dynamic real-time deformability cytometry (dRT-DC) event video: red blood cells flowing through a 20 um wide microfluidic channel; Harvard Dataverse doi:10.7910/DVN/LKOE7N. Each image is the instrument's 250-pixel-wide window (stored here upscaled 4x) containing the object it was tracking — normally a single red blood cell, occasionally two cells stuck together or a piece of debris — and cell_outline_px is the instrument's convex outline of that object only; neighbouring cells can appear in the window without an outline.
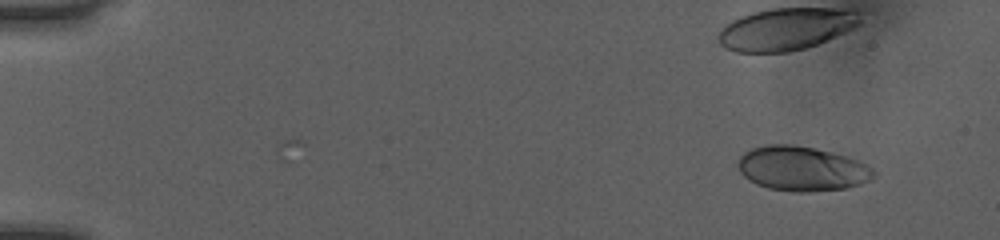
{"species": "human", "species_latin": "Homo sapiens", "temperature_condition": "room temperature", "stored_images_in_passage": 40, "camera_frame_rate_fps": 3000, "um_per_image_px": 0.085, "donor": {"sex": "female"}, "frame": {"image": 1, "passage_image": 1, "time_ms": 0.0, "image_size_px": [1000, 240], "cell_outline_px": [[876, 176], [860, 184], [844, 188], [808, 192], [796, 192], [768, 188], [756, 184], [748, 180], [740, 172], [736, 164], [740, 156], [744, 152], [752, 148], [768, 144], [792, 144], [816, 148], [848, 156], [860, 160], [872, 168], [876, 172]], "centroid_in_image_um": [68.15, 14.32], "position_along_channel_um": 16.8, "area_um2": 35.6}}